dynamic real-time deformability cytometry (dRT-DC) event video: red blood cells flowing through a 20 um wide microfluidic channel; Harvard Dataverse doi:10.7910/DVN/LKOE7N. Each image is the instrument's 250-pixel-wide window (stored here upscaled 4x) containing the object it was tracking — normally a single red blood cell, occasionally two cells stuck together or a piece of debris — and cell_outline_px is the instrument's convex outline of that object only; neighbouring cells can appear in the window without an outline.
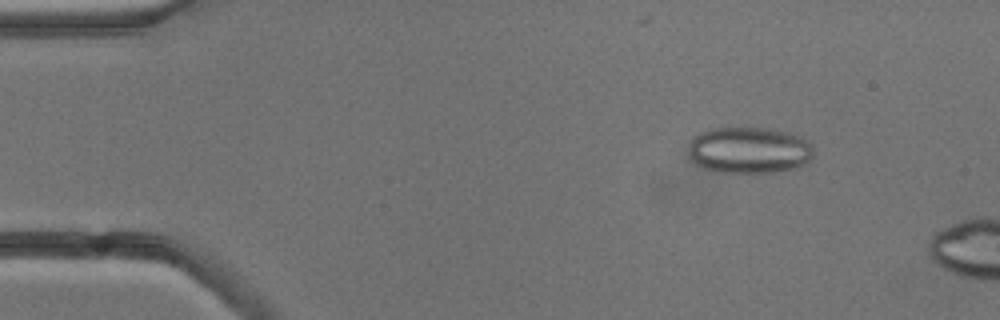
{"species": "common noctule bat (a hibernating species)", "species_latin": "Nyctalus noctula", "temperature_condition": "cold", "stored_images_in_passage": 3, "camera_frame_rate_fps": 3000, "um_per_image_px": 0.085, "animal": {"sex": "male", "body_mass_g": 13.3}, "frame": {"image": 1, "passage_image": 2, "time_ms": 1.0, "image_size_px": [1000, 320], "cell_outline_px": [[812, 156], [808, 164], [800, 168], [772, 172], [720, 172], [704, 168], [696, 164], [692, 160], [688, 152], [688, 144], [700, 132], [708, 128], [764, 128], [784, 132], [800, 136], [808, 140], [812, 144]], "centroid_in_image_um": [63.69, 12.77], "position_along_channel_um": 21.3, "area_um2": 34.04}}